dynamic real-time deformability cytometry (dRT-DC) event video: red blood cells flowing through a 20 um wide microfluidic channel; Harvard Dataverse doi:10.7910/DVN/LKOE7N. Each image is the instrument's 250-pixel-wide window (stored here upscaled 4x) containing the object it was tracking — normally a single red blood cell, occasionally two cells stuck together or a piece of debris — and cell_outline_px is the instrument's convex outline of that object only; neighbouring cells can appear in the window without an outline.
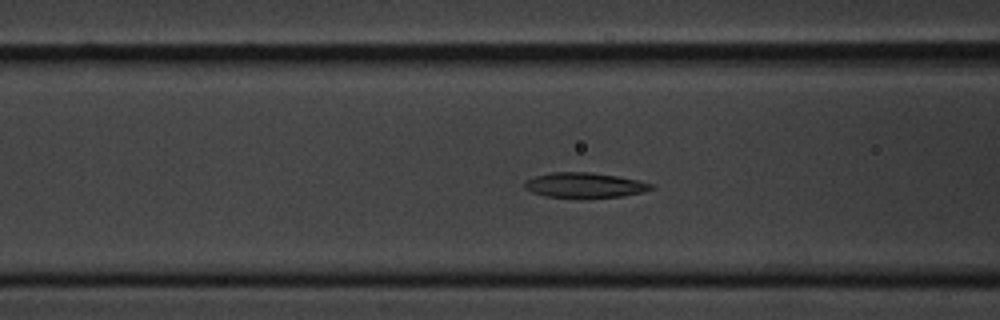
{"species": "common noctule bat (a hibernating species)", "species_latin": "Nyctalus noctula", "temperature_condition": "cold", "stored_images_in_passage": 58, "segment_of_instrument_passage": [1, 2], "camera_frame_rate_fps": 3000, "um_per_image_px": 0.085, "animal": {"sex": "male", "body_mass_g": 20.1, "forearm_length_mm": 53.5}, "frame": {"image": 1, "passage_image": 21, "time_ms": 6.667, "image_size_px": [1000, 320], "cell_outline_px": [[656, 184], [652, 188], [644, 192], [620, 196], [576, 200], [544, 196], [532, 192], [524, 188], [524, 180], [536, 176], [552, 172], [592, 172], [616, 176]], "centroid_in_image_um": [49.65, 15.77], "position_along_channel_um": 117.0, "area_um2": 19.07}}
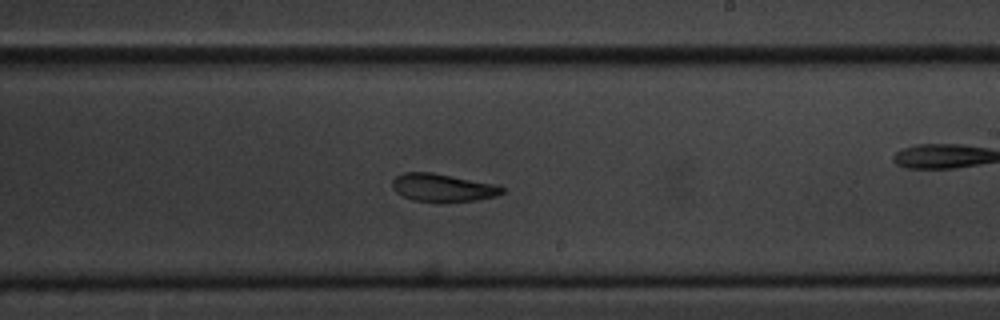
{"frame": {"image": 2, "passage_image": 33, "time_ms": 10.667, "image_size_px": [1000, 320], "cell_outline_px": [[504, 192], [496, 196], [476, 200], [412, 200], [396, 192], [392, 188], [392, 180], [396, 176], [404, 172], [432, 172], [492, 184], [504, 188]], "centroid_in_image_um": [37.58, 15.92], "position_along_channel_um": 251.4, "area_um2": 17.17}}
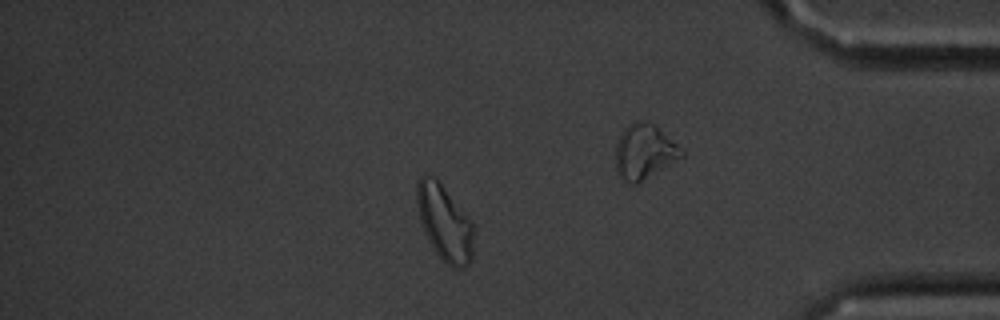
{"frame": {"image": 3, "passage_image": 49, "time_ms": 16.0, "image_size_px": [1000, 320], "cell_outline_px": [[472, 260], [464, 268], [452, 268], [436, 252], [428, 240], [424, 232], [420, 220], [416, 204], [416, 180], [420, 176], [428, 172], [436, 176], [472, 220]], "centroid_in_image_um": [37.75, 18.84], "position_along_channel_um": 397.4, "area_um2": 25.49}}